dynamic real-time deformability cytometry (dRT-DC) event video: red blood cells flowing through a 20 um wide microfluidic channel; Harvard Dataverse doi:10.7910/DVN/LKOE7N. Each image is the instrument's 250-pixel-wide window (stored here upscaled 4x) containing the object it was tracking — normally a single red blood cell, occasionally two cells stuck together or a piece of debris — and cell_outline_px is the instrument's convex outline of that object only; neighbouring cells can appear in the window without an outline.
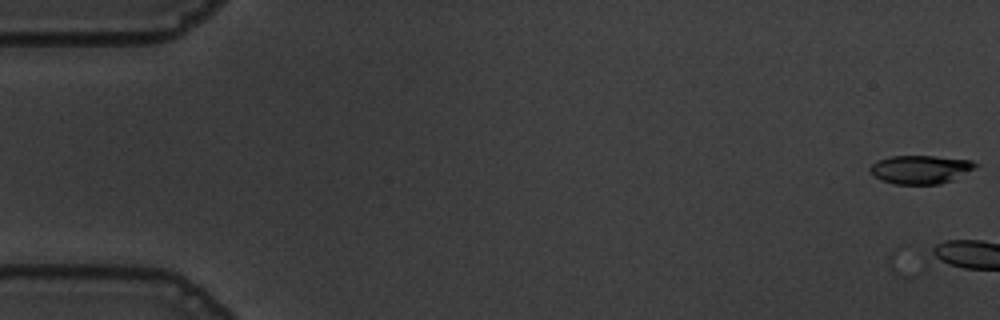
{"species": "common noctule bat (a hibernating species)", "species_latin": "Nyctalus noctula", "temperature_condition": "warm", "stored_images_in_passage": 5, "camera_frame_rate_fps": 3000, "um_per_image_px": 0.085, "animal": {"sex": "male", "body_mass_g": 19.5, "forearm_length_mm": 54.6}, "frame": {"image": 1, "passage_image": 1, "time_ms": 0.0, "image_size_px": [1000, 320], "cell_outline_px": [[980, 164], [976, 168], [952, 180], [940, 184], [896, 184], [880, 180], [872, 176], [868, 168], [876, 160], [892, 156], [936, 156], [972, 160]], "centroid_in_image_um": [78.23, 14.4], "position_along_channel_um": 6.8, "area_um2": 17.74}}